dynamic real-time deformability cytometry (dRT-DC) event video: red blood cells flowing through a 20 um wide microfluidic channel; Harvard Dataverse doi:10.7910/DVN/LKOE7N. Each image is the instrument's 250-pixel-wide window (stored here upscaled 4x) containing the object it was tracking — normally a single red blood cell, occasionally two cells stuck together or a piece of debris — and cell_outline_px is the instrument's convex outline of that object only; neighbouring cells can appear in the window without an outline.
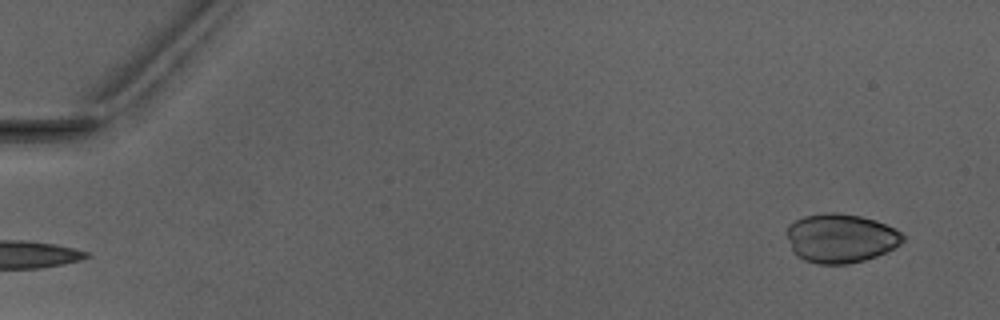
{"species": "Egyptian fruit bat (a non-hibernating species)", "species_latin": "Rousettus aegyptiacus", "temperature_condition": "warm", "stored_images_in_passage": 4, "camera_frame_rate_fps": 3000, "um_per_image_px": 0.085, "animal": {"sex": "male"}, "frame": {"image": 1, "passage_image": 1, "time_ms": 0.0, "image_size_px": [1000, 320], "cell_outline_px": [[904, 240], [900, 244], [876, 256], [864, 260], [848, 264], [820, 264], [804, 260], [796, 256], [792, 252], [788, 236], [788, 224], [804, 216], [824, 212], [836, 212], [860, 216], [876, 220], [900, 232], [904, 236]], "centroid_in_image_um": [71.43, 20.24], "position_along_channel_um": 13.6, "area_um2": 33.0}}
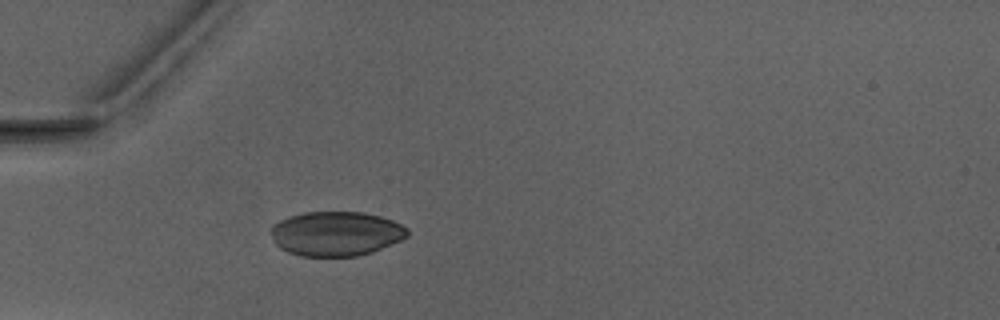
{"frame": {"image": 2, "passage_image": 4, "time_ms": 4.333, "image_size_px": [1000, 320], "cell_outline_px": [[408, 236], [400, 240], [372, 252], [356, 256], [300, 256], [288, 252], [280, 248], [276, 244], [268, 232], [272, 224], [288, 216], [304, 212], [364, 212], [380, 216], [392, 220], [408, 228]], "centroid_in_image_um": [28.52, 19.85], "position_along_channel_um": 56.5, "area_um2": 35.6}}